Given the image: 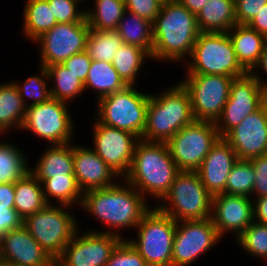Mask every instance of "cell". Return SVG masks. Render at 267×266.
<instances>
[{"label":"cell","instance_id":"1","mask_svg":"<svg viewBox=\"0 0 267 266\" xmlns=\"http://www.w3.org/2000/svg\"><path fill=\"white\" fill-rule=\"evenodd\" d=\"M125 183L124 186L116 183L110 187L92 189L83 193L79 207L91 213L96 219L102 221L107 229L109 228L96 232L113 234L122 238L118 231L127 227L135 229L151 209L148 200L130 183Z\"/></svg>","mask_w":267,"mask_h":266},{"label":"cell","instance_id":"2","mask_svg":"<svg viewBox=\"0 0 267 266\" xmlns=\"http://www.w3.org/2000/svg\"><path fill=\"white\" fill-rule=\"evenodd\" d=\"M152 27L153 51L150 59L164 62L185 61L200 33L196 15L177 0L162 4Z\"/></svg>","mask_w":267,"mask_h":266},{"label":"cell","instance_id":"3","mask_svg":"<svg viewBox=\"0 0 267 266\" xmlns=\"http://www.w3.org/2000/svg\"><path fill=\"white\" fill-rule=\"evenodd\" d=\"M180 172L166 143L139 140L128 173L122 179L144 197L162 200Z\"/></svg>","mask_w":267,"mask_h":266},{"label":"cell","instance_id":"4","mask_svg":"<svg viewBox=\"0 0 267 266\" xmlns=\"http://www.w3.org/2000/svg\"><path fill=\"white\" fill-rule=\"evenodd\" d=\"M195 120L187 90L181 83L150 94L146 126L141 140L167 143L180 129Z\"/></svg>","mask_w":267,"mask_h":266},{"label":"cell","instance_id":"5","mask_svg":"<svg viewBox=\"0 0 267 266\" xmlns=\"http://www.w3.org/2000/svg\"><path fill=\"white\" fill-rule=\"evenodd\" d=\"M187 64L186 74L241 77L247 71L237 61L227 32H200Z\"/></svg>","mask_w":267,"mask_h":266},{"label":"cell","instance_id":"6","mask_svg":"<svg viewBox=\"0 0 267 266\" xmlns=\"http://www.w3.org/2000/svg\"><path fill=\"white\" fill-rule=\"evenodd\" d=\"M161 201L156 207L177 222L211 218L213 196L196 171H180Z\"/></svg>","mask_w":267,"mask_h":266},{"label":"cell","instance_id":"7","mask_svg":"<svg viewBox=\"0 0 267 266\" xmlns=\"http://www.w3.org/2000/svg\"><path fill=\"white\" fill-rule=\"evenodd\" d=\"M177 221L156 206L137 225V238L126 239L148 266H172V248Z\"/></svg>","mask_w":267,"mask_h":266},{"label":"cell","instance_id":"8","mask_svg":"<svg viewBox=\"0 0 267 266\" xmlns=\"http://www.w3.org/2000/svg\"><path fill=\"white\" fill-rule=\"evenodd\" d=\"M135 86L111 93L97 101L96 119L107 126L128 131L141 139L146 126L150 93Z\"/></svg>","mask_w":267,"mask_h":266},{"label":"cell","instance_id":"9","mask_svg":"<svg viewBox=\"0 0 267 266\" xmlns=\"http://www.w3.org/2000/svg\"><path fill=\"white\" fill-rule=\"evenodd\" d=\"M67 207L69 211L72 208L47 204L23 220V226L54 260L61 255L79 227L73 213L66 211Z\"/></svg>","mask_w":267,"mask_h":266},{"label":"cell","instance_id":"10","mask_svg":"<svg viewBox=\"0 0 267 266\" xmlns=\"http://www.w3.org/2000/svg\"><path fill=\"white\" fill-rule=\"evenodd\" d=\"M68 107L67 102L54 98L26 107L21 131H30L51 145L72 142L75 126Z\"/></svg>","mask_w":267,"mask_h":266},{"label":"cell","instance_id":"11","mask_svg":"<svg viewBox=\"0 0 267 266\" xmlns=\"http://www.w3.org/2000/svg\"><path fill=\"white\" fill-rule=\"evenodd\" d=\"M218 139L214 122L194 120L166 144L180 171H196Z\"/></svg>","mask_w":267,"mask_h":266},{"label":"cell","instance_id":"12","mask_svg":"<svg viewBox=\"0 0 267 266\" xmlns=\"http://www.w3.org/2000/svg\"><path fill=\"white\" fill-rule=\"evenodd\" d=\"M184 79L180 83L190 96L195 120L215 123L228 100L234 78L223 75L187 74Z\"/></svg>","mask_w":267,"mask_h":266},{"label":"cell","instance_id":"13","mask_svg":"<svg viewBox=\"0 0 267 266\" xmlns=\"http://www.w3.org/2000/svg\"><path fill=\"white\" fill-rule=\"evenodd\" d=\"M266 102V91L251 72L234 78L230 95L222 113L215 122L219 137H224L247 115L257 111Z\"/></svg>","mask_w":267,"mask_h":266},{"label":"cell","instance_id":"14","mask_svg":"<svg viewBox=\"0 0 267 266\" xmlns=\"http://www.w3.org/2000/svg\"><path fill=\"white\" fill-rule=\"evenodd\" d=\"M124 237L96 230L77 231L64 251L55 260V266H105L113 250Z\"/></svg>","mask_w":267,"mask_h":266},{"label":"cell","instance_id":"15","mask_svg":"<svg viewBox=\"0 0 267 266\" xmlns=\"http://www.w3.org/2000/svg\"><path fill=\"white\" fill-rule=\"evenodd\" d=\"M90 27L84 18L81 22L57 23L40 36V66L63 64L72 55L85 50Z\"/></svg>","mask_w":267,"mask_h":266},{"label":"cell","instance_id":"16","mask_svg":"<svg viewBox=\"0 0 267 266\" xmlns=\"http://www.w3.org/2000/svg\"><path fill=\"white\" fill-rule=\"evenodd\" d=\"M220 239L222 237L211 218L177 222L172 248V266L190 265Z\"/></svg>","mask_w":267,"mask_h":266},{"label":"cell","instance_id":"17","mask_svg":"<svg viewBox=\"0 0 267 266\" xmlns=\"http://www.w3.org/2000/svg\"><path fill=\"white\" fill-rule=\"evenodd\" d=\"M93 140L92 149L123 179L129 171L134 148L140 139L128 131L104 125L96 119Z\"/></svg>","mask_w":267,"mask_h":266},{"label":"cell","instance_id":"18","mask_svg":"<svg viewBox=\"0 0 267 266\" xmlns=\"http://www.w3.org/2000/svg\"><path fill=\"white\" fill-rule=\"evenodd\" d=\"M239 160L267 154V101L223 137Z\"/></svg>","mask_w":267,"mask_h":266},{"label":"cell","instance_id":"19","mask_svg":"<svg viewBox=\"0 0 267 266\" xmlns=\"http://www.w3.org/2000/svg\"><path fill=\"white\" fill-rule=\"evenodd\" d=\"M0 266H55V260L22 225L0 238Z\"/></svg>","mask_w":267,"mask_h":266},{"label":"cell","instance_id":"20","mask_svg":"<svg viewBox=\"0 0 267 266\" xmlns=\"http://www.w3.org/2000/svg\"><path fill=\"white\" fill-rule=\"evenodd\" d=\"M253 199L225 193L213 196L211 220L221 237L234 232L237 238L253 222Z\"/></svg>","mask_w":267,"mask_h":266},{"label":"cell","instance_id":"21","mask_svg":"<svg viewBox=\"0 0 267 266\" xmlns=\"http://www.w3.org/2000/svg\"><path fill=\"white\" fill-rule=\"evenodd\" d=\"M237 161L234 149L223 137H219L196 170L212 196L225 193L226 180Z\"/></svg>","mask_w":267,"mask_h":266},{"label":"cell","instance_id":"22","mask_svg":"<svg viewBox=\"0 0 267 266\" xmlns=\"http://www.w3.org/2000/svg\"><path fill=\"white\" fill-rule=\"evenodd\" d=\"M73 161L75 179L82 193L110 187L120 178L89 146L74 144Z\"/></svg>","mask_w":267,"mask_h":266},{"label":"cell","instance_id":"23","mask_svg":"<svg viewBox=\"0 0 267 266\" xmlns=\"http://www.w3.org/2000/svg\"><path fill=\"white\" fill-rule=\"evenodd\" d=\"M227 33L233 44L237 61L247 72H251L261 58L267 45V38L247 24H236Z\"/></svg>","mask_w":267,"mask_h":266},{"label":"cell","instance_id":"24","mask_svg":"<svg viewBox=\"0 0 267 266\" xmlns=\"http://www.w3.org/2000/svg\"><path fill=\"white\" fill-rule=\"evenodd\" d=\"M30 172L37 179L74 175L73 144L49 145Z\"/></svg>","mask_w":267,"mask_h":266},{"label":"cell","instance_id":"25","mask_svg":"<svg viewBox=\"0 0 267 266\" xmlns=\"http://www.w3.org/2000/svg\"><path fill=\"white\" fill-rule=\"evenodd\" d=\"M196 18L200 32H228L237 24L235 0H208Z\"/></svg>","mask_w":267,"mask_h":266},{"label":"cell","instance_id":"26","mask_svg":"<svg viewBox=\"0 0 267 266\" xmlns=\"http://www.w3.org/2000/svg\"><path fill=\"white\" fill-rule=\"evenodd\" d=\"M14 190V209L23 220L47 205L42 184L31 172L14 183Z\"/></svg>","mask_w":267,"mask_h":266},{"label":"cell","instance_id":"27","mask_svg":"<svg viewBox=\"0 0 267 266\" xmlns=\"http://www.w3.org/2000/svg\"><path fill=\"white\" fill-rule=\"evenodd\" d=\"M127 86L111 62L92 60L84 88L85 90L93 89L95 93H98L97 101L111 93L121 91Z\"/></svg>","mask_w":267,"mask_h":266},{"label":"cell","instance_id":"28","mask_svg":"<svg viewBox=\"0 0 267 266\" xmlns=\"http://www.w3.org/2000/svg\"><path fill=\"white\" fill-rule=\"evenodd\" d=\"M116 31L121 36L123 43L138 46L152 56V22L126 10Z\"/></svg>","mask_w":267,"mask_h":266},{"label":"cell","instance_id":"29","mask_svg":"<svg viewBox=\"0 0 267 266\" xmlns=\"http://www.w3.org/2000/svg\"><path fill=\"white\" fill-rule=\"evenodd\" d=\"M25 114L26 106L15 84H0V133L5 134L13 128L21 130Z\"/></svg>","mask_w":267,"mask_h":266},{"label":"cell","instance_id":"30","mask_svg":"<svg viewBox=\"0 0 267 266\" xmlns=\"http://www.w3.org/2000/svg\"><path fill=\"white\" fill-rule=\"evenodd\" d=\"M23 15V34L34 42L57 24L47 0H26Z\"/></svg>","mask_w":267,"mask_h":266},{"label":"cell","instance_id":"31","mask_svg":"<svg viewBox=\"0 0 267 266\" xmlns=\"http://www.w3.org/2000/svg\"><path fill=\"white\" fill-rule=\"evenodd\" d=\"M42 184L44 198L47 204L53 203L65 206L81 205L83 193L79 189L75 175L53 176L49 179H37ZM51 202V203H50Z\"/></svg>","mask_w":267,"mask_h":266},{"label":"cell","instance_id":"32","mask_svg":"<svg viewBox=\"0 0 267 266\" xmlns=\"http://www.w3.org/2000/svg\"><path fill=\"white\" fill-rule=\"evenodd\" d=\"M151 56L142 48L123 44L114 55L112 65L128 86H135L144 61Z\"/></svg>","mask_w":267,"mask_h":266},{"label":"cell","instance_id":"33","mask_svg":"<svg viewBox=\"0 0 267 266\" xmlns=\"http://www.w3.org/2000/svg\"><path fill=\"white\" fill-rule=\"evenodd\" d=\"M94 8L85 9L90 29L116 30L126 11L124 0H94Z\"/></svg>","mask_w":267,"mask_h":266},{"label":"cell","instance_id":"34","mask_svg":"<svg viewBox=\"0 0 267 266\" xmlns=\"http://www.w3.org/2000/svg\"><path fill=\"white\" fill-rule=\"evenodd\" d=\"M46 69L49 81L54 84L49 87L52 98L69 103L85 92L84 83L63 64L48 66Z\"/></svg>","mask_w":267,"mask_h":266},{"label":"cell","instance_id":"35","mask_svg":"<svg viewBox=\"0 0 267 266\" xmlns=\"http://www.w3.org/2000/svg\"><path fill=\"white\" fill-rule=\"evenodd\" d=\"M123 44L116 30L90 29L85 51L92 60L112 62L114 55Z\"/></svg>","mask_w":267,"mask_h":266},{"label":"cell","instance_id":"36","mask_svg":"<svg viewBox=\"0 0 267 266\" xmlns=\"http://www.w3.org/2000/svg\"><path fill=\"white\" fill-rule=\"evenodd\" d=\"M28 164L26 155L14 144L0 141V184L21 180L30 172Z\"/></svg>","mask_w":267,"mask_h":266},{"label":"cell","instance_id":"37","mask_svg":"<svg viewBox=\"0 0 267 266\" xmlns=\"http://www.w3.org/2000/svg\"><path fill=\"white\" fill-rule=\"evenodd\" d=\"M255 180L252 163L238 159L226 180L225 194L251 197Z\"/></svg>","mask_w":267,"mask_h":266},{"label":"cell","instance_id":"38","mask_svg":"<svg viewBox=\"0 0 267 266\" xmlns=\"http://www.w3.org/2000/svg\"><path fill=\"white\" fill-rule=\"evenodd\" d=\"M39 75H33L20 83L13 82L17 87L22 101L26 107L41 104L48 101L51 97L50 89L48 88L49 76L47 69L40 66ZM29 98V99H28ZM27 100H32L31 103H27Z\"/></svg>","mask_w":267,"mask_h":266},{"label":"cell","instance_id":"39","mask_svg":"<svg viewBox=\"0 0 267 266\" xmlns=\"http://www.w3.org/2000/svg\"><path fill=\"white\" fill-rule=\"evenodd\" d=\"M237 243L254 257L267 260V225L253 221L238 237Z\"/></svg>","mask_w":267,"mask_h":266},{"label":"cell","instance_id":"40","mask_svg":"<svg viewBox=\"0 0 267 266\" xmlns=\"http://www.w3.org/2000/svg\"><path fill=\"white\" fill-rule=\"evenodd\" d=\"M52 7L57 23L81 22L85 18V9L78 10L77 6L84 0H47Z\"/></svg>","mask_w":267,"mask_h":266},{"label":"cell","instance_id":"41","mask_svg":"<svg viewBox=\"0 0 267 266\" xmlns=\"http://www.w3.org/2000/svg\"><path fill=\"white\" fill-rule=\"evenodd\" d=\"M105 266H148V264L136 249L124 239L113 250Z\"/></svg>","mask_w":267,"mask_h":266},{"label":"cell","instance_id":"42","mask_svg":"<svg viewBox=\"0 0 267 266\" xmlns=\"http://www.w3.org/2000/svg\"><path fill=\"white\" fill-rule=\"evenodd\" d=\"M124 3L127 11L135 13L152 23L160 13L163 4L159 0H124Z\"/></svg>","mask_w":267,"mask_h":266},{"label":"cell","instance_id":"43","mask_svg":"<svg viewBox=\"0 0 267 266\" xmlns=\"http://www.w3.org/2000/svg\"><path fill=\"white\" fill-rule=\"evenodd\" d=\"M249 161L256 176L252 195L255 194V198L267 196V154L251 158Z\"/></svg>","mask_w":267,"mask_h":266},{"label":"cell","instance_id":"44","mask_svg":"<svg viewBox=\"0 0 267 266\" xmlns=\"http://www.w3.org/2000/svg\"><path fill=\"white\" fill-rule=\"evenodd\" d=\"M267 4V0H235L237 24H248Z\"/></svg>","mask_w":267,"mask_h":266},{"label":"cell","instance_id":"45","mask_svg":"<svg viewBox=\"0 0 267 266\" xmlns=\"http://www.w3.org/2000/svg\"><path fill=\"white\" fill-rule=\"evenodd\" d=\"M92 59L86 53L82 51L69 57L63 65L73 73L80 81L85 83L87 78Z\"/></svg>","mask_w":267,"mask_h":266},{"label":"cell","instance_id":"46","mask_svg":"<svg viewBox=\"0 0 267 266\" xmlns=\"http://www.w3.org/2000/svg\"><path fill=\"white\" fill-rule=\"evenodd\" d=\"M22 225L23 219L14 208L0 210V238L9 231L20 228Z\"/></svg>","mask_w":267,"mask_h":266},{"label":"cell","instance_id":"47","mask_svg":"<svg viewBox=\"0 0 267 266\" xmlns=\"http://www.w3.org/2000/svg\"><path fill=\"white\" fill-rule=\"evenodd\" d=\"M15 190L14 183L0 184V210L14 208Z\"/></svg>","mask_w":267,"mask_h":266},{"label":"cell","instance_id":"48","mask_svg":"<svg viewBox=\"0 0 267 266\" xmlns=\"http://www.w3.org/2000/svg\"><path fill=\"white\" fill-rule=\"evenodd\" d=\"M253 221L267 225V196L253 200Z\"/></svg>","mask_w":267,"mask_h":266},{"label":"cell","instance_id":"49","mask_svg":"<svg viewBox=\"0 0 267 266\" xmlns=\"http://www.w3.org/2000/svg\"><path fill=\"white\" fill-rule=\"evenodd\" d=\"M247 25L267 38V4Z\"/></svg>","mask_w":267,"mask_h":266},{"label":"cell","instance_id":"50","mask_svg":"<svg viewBox=\"0 0 267 266\" xmlns=\"http://www.w3.org/2000/svg\"><path fill=\"white\" fill-rule=\"evenodd\" d=\"M259 69H262V71L265 72V74L267 75V45L265 46L263 53L261 54V58H260L258 64L251 71L253 76L259 80L261 86L267 92V81L265 79H261L262 77L259 76L260 74H258V72H257V70H259Z\"/></svg>","mask_w":267,"mask_h":266},{"label":"cell","instance_id":"51","mask_svg":"<svg viewBox=\"0 0 267 266\" xmlns=\"http://www.w3.org/2000/svg\"><path fill=\"white\" fill-rule=\"evenodd\" d=\"M194 15H198L208 0H177Z\"/></svg>","mask_w":267,"mask_h":266},{"label":"cell","instance_id":"52","mask_svg":"<svg viewBox=\"0 0 267 266\" xmlns=\"http://www.w3.org/2000/svg\"><path fill=\"white\" fill-rule=\"evenodd\" d=\"M161 1L162 3H166V2H169V1H172V0H159Z\"/></svg>","mask_w":267,"mask_h":266}]
</instances>
